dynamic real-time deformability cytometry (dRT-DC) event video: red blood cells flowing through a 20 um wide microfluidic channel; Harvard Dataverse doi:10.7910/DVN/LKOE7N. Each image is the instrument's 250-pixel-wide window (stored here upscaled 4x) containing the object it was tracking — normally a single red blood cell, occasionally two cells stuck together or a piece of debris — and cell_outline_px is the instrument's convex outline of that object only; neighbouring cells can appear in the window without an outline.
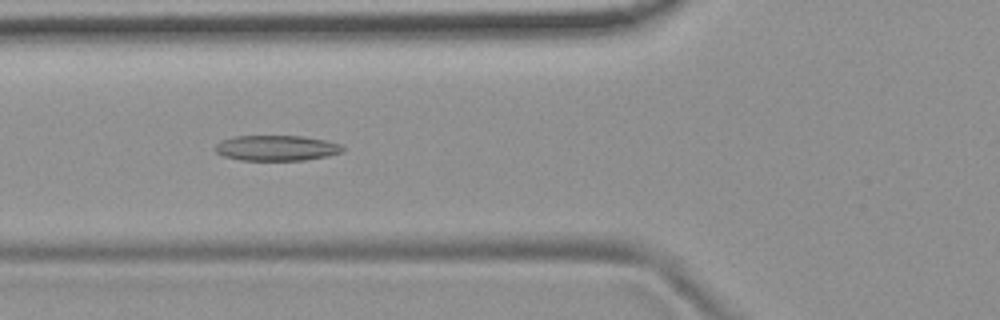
{"species": "common noctule bat (a hibernating species)", "species_latin": "Nyctalus noctula", "temperature_condition": "room temperature", "stored_images_in_passage": 51, "camera_frame_rate_fps": 3000, "um_per_image_px": 0.085, "animal": {"sex": "female", "body_mass_g": 19.9}, "frame": {"image": 1, "passage_image": 19, "time_ms": 6.0, "image_size_px": [1000, 320], "cell_outline_px": [[344, 148], [340, 152], [328, 156], [304, 160], [240, 160], [224, 156], [216, 152], [212, 148], [220, 140], [236, 136], [304, 136], [324, 140], [340, 144]], "centroid_in_image_um": [23.45, 12.58], "position_along_channel_um": 102.3, "area_um2": 18.9}}
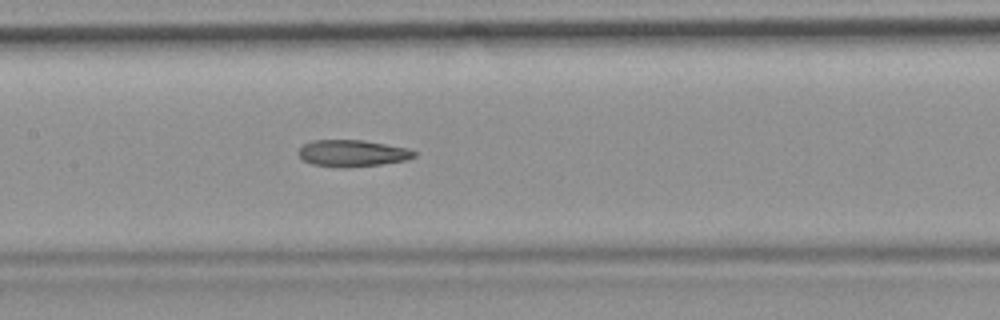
{"frame": {"image": 2, "passage_image": 25, "time_ms": 8.0, "image_size_px": [1000, 320], "cell_outline_px": [[416, 156], [408, 160], [380, 164], [340, 168], [312, 164], [304, 160], [296, 152], [304, 144], [312, 140], [364, 140], [408, 148], [416, 152]], "centroid_in_image_um": [29.95, 13.02], "position_along_channel_um": 177.4, "area_um2": 18.03}}
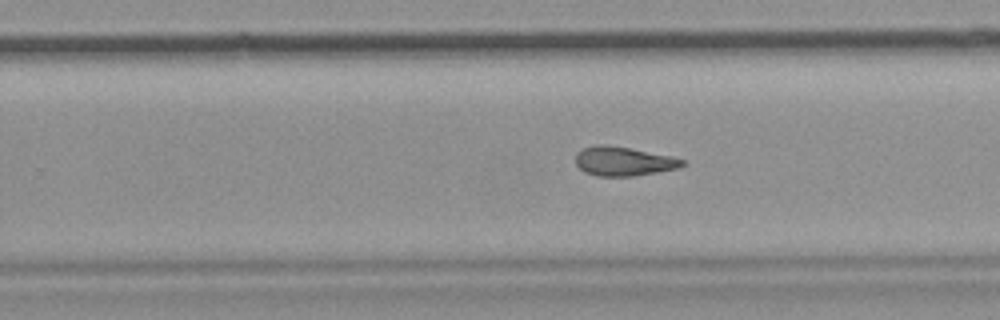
{"frame": {"image": 3, "passage_image": 33, "time_ms": 10.667, "image_size_px": [1000, 320], "cell_outline_px": [[684, 164], [680, 168], [632, 176], [596, 176], [584, 172], [576, 164], [576, 152], [592, 144], [608, 144], [632, 148], [672, 156], [684, 160]], "centroid_in_image_um": [52.97, 13.69], "position_along_channel_um": 276.8, "area_um2": 18.32}}